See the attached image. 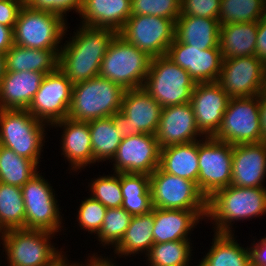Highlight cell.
Wrapping results in <instances>:
<instances>
[{
    "mask_svg": "<svg viewBox=\"0 0 266 266\" xmlns=\"http://www.w3.org/2000/svg\"><path fill=\"white\" fill-rule=\"evenodd\" d=\"M59 52L60 69L71 83L77 84L99 76L100 66L116 31L79 24Z\"/></svg>",
    "mask_w": 266,
    "mask_h": 266,
    "instance_id": "6da1fadb",
    "label": "cell"
},
{
    "mask_svg": "<svg viewBox=\"0 0 266 266\" xmlns=\"http://www.w3.org/2000/svg\"><path fill=\"white\" fill-rule=\"evenodd\" d=\"M266 215V187H238L229 185L207 199L206 221L213 224L212 232L235 233L238 221Z\"/></svg>",
    "mask_w": 266,
    "mask_h": 266,
    "instance_id": "7a4b0ae2",
    "label": "cell"
},
{
    "mask_svg": "<svg viewBox=\"0 0 266 266\" xmlns=\"http://www.w3.org/2000/svg\"><path fill=\"white\" fill-rule=\"evenodd\" d=\"M58 234L34 229H13L0 234L7 266H54L68 251L55 248ZM54 245V246H53Z\"/></svg>",
    "mask_w": 266,
    "mask_h": 266,
    "instance_id": "3957f363",
    "label": "cell"
},
{
    "mask_svg": "<svg viewBox=\"0 0 266 266\" xmlns=\"http://www.w3.org/2000/svg\"><path fill=\"white\" fill-rule=\"evenodd\" d=\"M126 89L100 76L73 85L68 118L88 122L121 110Z\"/></svg>",
    "mask_w": 266,
    "mask_h": 266,
    "instance_id": "277c9868",
    "label": "cell"
},
{
    "mask_svg": "<svg viewBox=\"0 0 266 266\" xmlns=\"http://www.w3.org/2000/svg\"><path fill=\"white\" fill-rule=\"evenodd\" d=\"M46 123L35 118L28 110L0 109V145L13 150L19 156L41 166L45 146Z\"/></svg>",
    "mask_w": 266,
    "mask_h": 266,
    "instance_id": "5b68a950",
    "label": "cell"
},
{
    "mask_svg": "<svg viewBox=\"0 0 266 266\" xmlns=\"http://www.w3.org/2000/svg\"><path fill=\"white\" fill-rule=\"evenodd\" d=\"M68 27V21L61 15L35 10L24 4L13 29L14 44L33 49L60 50L64 35H68Z\"/></svg>",
    "mask_w": 266,
    "mask_h": 266,
    "instance_id": "8992f818",
    "label": "cell"
},
{
    "mask_svg": "<svg viewBox=\"0 0 266 266\" xmlns=\"http://www.w3.org/2000/svg\"><path fill=\"white\" fill-rule=\"evenodd\" d=\"M151 59L117 33L102 59L99 76L119 84L126 90L142 88Z\"/></svg>",
    "mask_w": 266,
    "mask_h": 266,
    "instance_id": "52a82bcc",
    "label": "cell"
},
{
    "mask_svg": "<svg viewBox=\"0 0 266 266\" xmlns=\"http://www.w3.org/2000/svg\"><path fill=\"white\" fill-rule=\"evenodd\" d=\"M196 83L166 55L151 59L144 89L162 108L190 103Z\"/></svg>",
    "mask_w": 266,
    "mask_h": 266,
    "instance_id": "ba28073f",
    "label": "cell"
},
{
    "mask_svg": "<svg viewBox=\"0 0 266 266\" xmlns=\"http://www.w3.org/2000/svg\"><path fill=\"white\" fill-rule=\"evenodd\" d=\"M25 205V229L45 230L52 233L64 231L63 215L57 194L48 179L37 173L21 187ZM62 214V215H61Z\"/></svg>",
    "mask_w": 266,
    "mask_h": 266,
    "instance_id": "9c48e42d",
    "label": "cell"
},
{
    "mask_svg": "<svg viewBox=\"0 0 266 266\" xmlns=\"http://www.w3.org/2000/svg\"><path fill=\"white\" fill-rule=\"evenodd\" d=\"M259 104L260 95L230 98L221 126L213 137L231 145L263 142Z\"/></svg>",
    "mask_w": 266,
    "mask_h": 266,
    "instance_id": "30bf717a",
    "label": "cell"
},
{
    "mask_svg": "<svg viewBox=\"0 0 266 266\" xmlns=\"http://www.w3.org/2000/svg\"><path fill=\"white\" fill-rule=\"evenodd\" d=\"M150 176L152 207L172 210H207V198L197 184L158 167Z\"/></svg>",
    "mask_w": 266,
    "mask_h": 266,
    "instance_id": "8fae6325",
    "label": "cell"
},
{
    "mask_svg": "<svg viewBox=\"0 0 266 266\" xmlns=\"http://www.w3.org/2000/svg\"><path fill=\"white\" fill-rule=\"evenodd\" d=\"M233 145L213 136L198 140V188L209 199L231 185Z\"/></svg>",
    "mask_w": 266,
    "mask_h": 266,
    "instance_id": "7c38bea8",
    "label": "cell"
},
{
    "mask_svg": "<svg viewBox=\"0 0 266 266\" xmlns=\"http://www.w3.org/2000/svg\"><path fill=\"white\" fill-rule=\"evenodd\" d=\"M118 34L151 58L164 56L175 40V21L152 15H131Z\"/></svg>",
    "mask_w": 266,
    "mask_h": 266,
    "instance_id": "4fadbf2b",
    "label": "cell"
},
{
    "mask_svg": "<svg viewBox=\"0 0 266 266\" xmlns=\"http://www.w3.org/2000/svg\"><path fill=\"white\" fill-rule=\"evenodd\" d=\"M72 88L73 84L60 69L46 74L27 110L51 126L68 117Z\"/></svg>",
    "mask_w": 266,
    "mask_h": 266,
    "instance_id": "5bb4252c",
    "label": "cell"
},
{
    "mask_svg": "<svg viewBox=\"0 0 266 266\" xmlns=\"http://www.w3.org/2000/svg\"><path fill=\"white\" fill-rule=\"evenodd\" d=\"M266 64L256 56L224 59L218 83L230 98L262 93Z\"/></svg>",
    "mask_w": 266,
    "mask_h": 266,
    "instance_id": "9a60e30c",
    "label": "cell"
},
{
    "mask_svg": "<svg viewBox=\"0 0 266 266\" xmlns=\"http://www.w3.org/2000/svg\"><path fill=\"white\" fill-rule=\"evenodd\" d=\"M160 150L155 135L139 133L124 137L109 164L113 162L115 173L150 175L159 167Z\"/></svg>",
    "mask_w": 266,
    "mask_h": 266,
    "instance_id": "2e32d148",
    "label": "cell"
},
{
    "mask_svg": "<svg viewBox=\"0 0 266 266\" xmlns=\"http://www.w3.org/2000/svg\"><path fill=\"white\" fill-rule=\"evenodd\" d=\"M166 56L186 70L195 83L218 81L223 62L220 48L200 50L175 39Z\"/></svg>",
    "mask_w": 266,
    "mask_h": 266,
    "instance_id": "e0dca14e",
    "label": "cell"
},
{
    "mask_svg": "<svg viewBox=\"0 0 266 266\" xmlns=\"http://www.w3.org/2000/svg\"><path fill=\"white\" fill-rule=\"evenodd\" d=\"M230 97L218 82L196 83L190 104L198 129L205 137L219 130Z\"/></svg>",
    "mask_w": 266,
    "mask_h": 266,
    "instance_id": "ac0fdd59",
    "label": "cell"
},
{
    "mask_svg": "<svg viewBox=\"0 0 266 266\" xmlns=\"http://www.w3.org/2000/svg\"><path fill=\"white\" fill-rule=\"evenodd\" d=\"M59 130L61 155L69 163V171L78 172L94 164L91 135L88 122L65 118L50 126Z\"/></svg>",
    "mask_w": 266,
    "mask_h": 266,
    "instance_id": "d6986e66",
    "label": "cell"
},
{
    "mask_svg": "<svg viewBox=\"0 0 266 266\" xmlns=\"http://www.w3.org/2000/svg\"><path fill=\"white\" fill-rule=\"evenodd\" d=\"M155 136L160 148L190 143L205 137L196 125L190 103L164 107Z\"/></svg>",
    "mask_w": 266,
    "mask_h": 266,
    "instance_id": "ffe728a7",
    "label": "cell"
},
{
    "mask_svg": "<svg viewBox=\"0 0 266 266\" xmlns=\"http://www.w3.org/2000/svg\"><path fill=\"white\" fill-rule=\"evenodd\" d=\"M266 142L233 145L231 185L265 187Z\"/></svg>",
    "mask_w": 266,
    "mask_h": 266,
    "instance_id": "44dd1931",
    "label": "cell"
},
{
    "mask_svg": "<svg viewBox=\"0 0 266 266\" xmlns=\"http://www.w3.org/2000/svg\"><path fill=\"white\" fill-rule=\"evenodd\" d=\"M162 109L142 87L126 90L120 111L128 118L130 136L139 133L155 135Z\"/></svg>",
    "mask_w": 266,
    "mask_h": 266,
    "instance_id": "7402d4cb",
    "label": "cell"
},
{
    "mask_svg": "<svg viewBox=\"0 0 266 266\" xmlns=\"http://www.w3.org/2000/svg\"><path fill=\"white\" fill-rule=\"evenodd\" d=\"M207 210H172L154 208V243L191 240L194 228L204 220ZM190 235V236H189Z\"/></svg>",
    "mask_w": 266,
    "mask_h": 266,
    "instance_id": "603a6c76",
    "label": "cell"
},
{
    "mask_svg": "<svg viewBox=\"0 0 266 266\" xmlns=\"http://www.w3.org/2000/svg\"><path fill=\"white\" fill-rule=\"evenodd\" d=\"M45 75L36 71L5 72L0 83V109L27 110Z\"/></svg>",
    "mask_w": 266,
    "mask_h": 266,
    "instance_id": "cb8c5ba5",
    "label": "cell"
},
{
    "mask_svg": "<svg viewBox=\"0 0 266 266\" xmlns=\"http://www.w3.org/2000/svg\"><path fill=\"white\" fill-rule=\"evenodd\" d=\"M78 16L80 24L118 33L131 16V0H83Z\"/></svg>",
    "mask_w": 266,
    "mask_h": 266,
    "instance_id": "d4e9b609",
    "label": "cell"
},
{
    "mask_svg": "<svg viewBox=\"0 0 266 266\" xmlns=\"http://www.w3.org/2000/svg\"><path fill=\"white\" fill-rule=\"evenodd\" d=\"M219 30L218 19L179 15L175 21V39L200 50L219 48Z\"/></svg>",
    "mask_w": 266,
    "mask_h": 266,
    "instance_id": "484cf974",
    "label": "cell"
},
{
    "mask_svg": "<svg viewBox=\"0 0 266 266\" xmlns=\"http://www.w3.org/2000/svg\"><path fill=\"white\" fill-rule=\"evenodd\" d=\"M154 207L147 214L133 216L129 227L121 241L112 249L116 259L136 256H146L154 244L153 236ZM140 254V255H139Z\"/></svg>",
    "mask_w": 266,
    "mask_h": 266,
    "instance_id": "4316f807",
    "label": "cell"
},
{
    "mask_svg": "<svg viewBox=\"0 0 266 266\" xmlns=\"http://www.w3.org/2000/svg\"><path fill=\"white\" fill-rule=\"evenodd\" d=\"M236 239L234 233L214 232L212 246L197 266H251L249 246L243 247Z\"/></svg>",
    "mask_w": 266,
    "mask_h": 266,
    "instance_id": "83f0119b",
    "label": "cell"
},
{
    "mask_svg": "<svg viewBox=\"0 0 266 266\" xmlns=\"http://www.w3.org/2000/svg\"><path fill=\"white\" fill-rule=\"evenodd\" d=\"M258 22L229 23L220 26L219 48L222 58L255 56Z\"/></svg>",
    "mask_w": 266,
    "mask_h": 266,
    "instance_id": "f1b7e54d",
    "label": "cell"
},
{
    "mask_svg": "<svg viewBox=\"0 0 266 266\" xmlns=\"http://www.w3.org/2000/svg\"><path fill=\"white\" fill-rule=\"evenodd\" d=\"M59 52L60 50L33 49L14 44L5 53L6 72L53 73L58 69Z\"/></svg>",
    "mask_w": 266,
    "mask_h": 266,
    "instance_id": "f546056e",
    "label": "cell"
},
{
    "mask_svg": "<svg viewBox=\"0 0 266 266\" xmlns=\"http://www.w3.org/2000/svg\"><path fill=\"white\" fill-rule=\"evenodd\" d=\"M198 140L169 145L160 150L159 167L171 175L186 178L198 186Z\"/></svg>",
    "mask_w": 266,
    "mask_h": 266,
    "instance_id": "4dcf8cb0",
    "label": "cell"
},
{
    "mask_svg": "<svg viewBox=\"0 0 266 266\" xmlns=\"http://www.w3.org/2000/svg\"><path fill=\"white\" fill-rule=\"evenodd\" d=\"M120 184L123 209L132 216L147 214L152 210L149 175L120 173Z\"/></svg>",
    "mask_w": 266,
    "mask_h": 266,
    "instance_id": "1f68e13d",
    "label": "cell"
},
{
    "mask_svg": "<svg viewBox=\"0 0 266 266\" xmlns=\"http://www.w3.org/2000/svg\"><path fill=\"white\" fill-rule=\"evenodd\" d=\"M91 135L94 165L110 162L115 156L122 137L117 134L111 117L88 121Z\"/></svg>",
    "mask_w": 266,
    "mask_h": 266,
    "instance_id": "d6a6232c",
    "label": "cell"
},
{
    "mask_svg": "<svg viewBox=\"0 0 266 266\" xmlns=\"http://www.w3.org/2000/svg\"><path fill=\"white\" fill-rule=\"evenodd\" d=\"M191 242L193 241L177 240L154 243L143 261H146L147 266H191L192 254L195 253L192 252L194 247Z\"/></svg>",
    "mask_w": 266,
    "mask_h": 266,
    "instance_id": "836d02e7",
    "label": "cell"
},
{
    "mask_svg": "<svg viewBox=\"0 0 266 266\" xmlns=\"http://www.w3.org/2000/svg\"><path fill=\"white\" fill-rule=\"evenodd\" d=\"M38 172L34 161L0 145V182L21 188Z\"/></svg>",
    "mask_w": 266,
    "mask_h": 266,
    "instance_id": "e575fe53",
    "label": "cell"
},
{
    "mask_svg": "<svg viewBox=\"0 0 266 266\" xmlns=\"http://www.w3.org/2000/svg\"><path fill=\"white\" fill-rule=\"evenodd\" d=\"M25 229V205L22 189L0 182V233Z\"/></svg>",
    "mask_w": 266,
    "mask_h": 266,
    "instance_id": "d590c367",
    "label": "cell"
},
{
    "mask_svg": "<svg viewBox=\"0 0 266 266\" xmlns=\"http://www.w3.org/2000/svg\"><path fill=\"white\" fill-rule=\"evenodd\" d=\"M266 15L265 0H221L219 24L258 22Z\"/></svg>",
    "mask_w": 266,
    "mask_h": 266,
    "instance_id": "8d00e7d4",
    "label": "cell"
},
{
    "mask_svg": "<svg viewBox=\"0 0 266 266\" xmlns=\"http://www.w3.org/2000/svg\"><path fill=\"white\" fill-rule=\"evenodd\" d=\"M132 218L133 216L122 207L107 208L102 227L94 238L103 248L107 246L105 249H113L123 238Z\"/></svg>",
    "mask_w": 266,
    "mask_h": 266,
    "instance_id": "74e56055",
    "label": "cell"
},
{
    "mask_svg": "<svg viewBox=\"0 0 266 266\" xmlns=\"http://www.w3.org/2000/svg\"><path fill=\"white\" fill-rule=\"evenodd\" d=\"M90 196L100 201L106 208H119L122 205L123 196L120 184V173L99 175L88 183Z\"/></svg>",
    "mask_w": 266,
    "mask_h": 266,
    "instance_id": "f35d334b",
    "label": "cell"
},
{
    "mask_svg": "<svg viewBox=\"0 0 266 266\" xmlns=\"http://www.w3.org/2000/svg\"><path fill=\"white\" fill-rule=\"evenodd\" d=\"M78 207L75 222H78L77 225L81 230L96 235L102 227L107 208L90 195L81 200Z\"/></svg>",
    "mask_w": 266,
    "mask_h": 266,
    "instance_id": "ab89813d",
    "label": "cell"
},
{
    "mask_svg": "<svg viewBox=\"0 0 266 266\" xmlns=\"http://www.w3.org/2000/svg\"><path fill=\"white\" fill-rule=\"evenodd\" d=\"M181 0H131V15L158 16L176 21Z\"/></svg>",
    "mask_w": 266,
    "mask_h": 266,
    "instance_id": "60d3db41",
    "label": "cell"
},
{
    "mask_svg": "<svg viewBox=\"0 0 266 266\" xmlns=\"http://www.w3.org/2000/svg\"><path fill=\"white\" fill-rule=\"evenodd\" d=\"M82 3L83 0H24V4L30 8L49 11L61 15L65 20H68L66 15H68L71 11H73V13L75 11L78 15L81 10Z\"/></svg>",
    "mask_w": 266,
    "mask_h": 266,
    "instance_id": "b9f144b4",
    "label": "cell"
},
{
    "mask_svg": "<svg viewBox=\"0 0 266 266\" xmlns=\"http://www.w3.org/2000/svg\"><path fill=\"white\" fill-rule=\"evenodd\" d=\"M221 0H181L182 16L218 19Z\"/></svg>",
    "mask_w": 266,
    "mask_h": 266,
    "instance_id": "7bdbcfd3",
    "label": "cell"
},
{
    "mask_svg": "<svg viewBox=\"0 0 266 266\" xmlns=\"http://www.w3.org/2000/svg\"><path fill=\"white\" fill-rule=\"evenodd\" d=\"M24 0H0V24L14 28Z\"/></svg>",
    "mask_w": 266,
    "mask_h": 266,
    "instance_id": "ee69618b",
    "label": "cell"
},
{
    "mask_svg": "<svg viewBox=\"0 0 266 266\" xmlns=\"http://www.w3.org/2000/svg\"><path fill=\"white\" fill-rule=\"evenodd\" d=\"M249 249L251 255V266H266V236L261 239H252Z\"/></svg>",
    "mask_w": 266,
    "mask_h": 266,
    "instance_id": "f6af8a7d",
    "label": "cell"
},
{
    "mask_svg": "<svg viewBox=\"0 0 266 266\" xmlns=\"http://www.w3.org/2000/svg\"><path fill=\"white\" fill-rule=\"evenodd\" d=\"M255 56L266 64V15L258 21Z\"/></svg>",
    "mask_w": 266,
    "mask_h": 266,
    "instance_id": "bcb514c9",
    "label": "cell"
},
{
    "mask_svg": "<svg viewBox=\"0 0 266 266\" xmlns=\"http://www.w3.org/2000/svg\"><path fill=\"white\" fill-rule=\"evenodd\" d=\"M113 120V124L116 128V132L122 138L130 136V125L128 122V118L121 112L117 111L115 114L111 116Z\"/></svg>",
    "mask_w": 266,
    "mask_h": 266,
    "instance_id": "7dc6e473",
    "label": "cell"
},
{
    "mask_svg": "<svg viewBox=\"0 0 266 266\" xmlns=\"http://www.w3.org/2000/svg\"><path fill=\"white\" fill-rule=\"evenodd\" d=\"M13 29L0 24V53H6L14 45Z\"/></svg>",
    "mask_w": 266,
    "mask_h": 266,
    "instance_id": "c3c4849f",
    "label": "cell"
},
{
    "mask_svg": "<svg viewBox=\"0 0 266 266\" xmlns=\"http://www.w3.org/2000/svg\"><path fill=\"white\" fill-rule=\"evenodd\" d=\"M98 252H94V253H89V266H119L117 261H115V259H113V257H109L107 255L106 256H102L104 254L98 255ZM109 257V258H108ZM117 264H116V263Z\"/></svg>",
    "mask_w": 266,
    "mask_h": 266,
    "instance_id": "681fc988",
    "label": "cell"
},
{
    "mask_svg": "<svg viewBox=\"0 0 266 266\" xmlns=\"http://www.w3.org/2000/svg\"><path fill=\"white\" fill-rule=\"evenodd\" d=\"M259 112L263 142H266V96L262 94H260Z\"/></svg>",
    "mask_w": 266,
    "mask_h": 266,
    "instance_id": "f907efd6",
    "label": "cell"
},
{
    "mask_svg": "<svg viewBox=\"0 0 266 266\" xmlns=\"http://www.w3.org/2000/svg\"><path fill=\"white\" fill-rule=\"evenodd\" d=\"M6 62H5V54L0 53V83L6 72Z\"/></svg>",
    "mask_w": 266,
    "mask_h": 266,
    "instance_id": "816d5d0a",
    "label": "cell"
},
{
    "mask_svg": "<svg viewBox=\"0 0 266 266\" xmlns=\"http://www.w3.org/2000/svg\"><path fill=\"white\" fill-rule=\"evenodd\" d=\"M68 256L67 254L60 260L58 261L54 266H75L78 262H72L71 263V259L68 260Z\"/></svg>",
    "mask_w": 266,
    "mask_h": 266,
    "instance_id": "f5cc1de1",
    "label": "cell"
},
{
    "mask_svg": "<svg viewBox=\"0 0 266 266\" xmlns=\"http://www.w3.org/2000/svg\"><path fill=\"white\" fill-rule=\"evenodd\" d=\"M262 95L266 96V70L264 75V83H263V89H262Z\"/></svg>",
    "mask_w": 266,
    "mask_h": 266,
    "instance_id": "db71d44e",
    "label": "cell"
},
{
    "mask_svg": "<svg viewBox=\"0 0 266 266\" xmlns=\"http://www.w3.org/2000/svg\"><path fill=\"white\" fill-rule=\"evenodd\" d=\"M85 263L81 262V264L78 262L75 266H89V256L87 257V260L85 258Z\"/></svg>",
    "mask_w": 266,
    "mask_h": 266,
    "instance_id": "11a10c76",
    "label": "cell"
}]
</instances>
